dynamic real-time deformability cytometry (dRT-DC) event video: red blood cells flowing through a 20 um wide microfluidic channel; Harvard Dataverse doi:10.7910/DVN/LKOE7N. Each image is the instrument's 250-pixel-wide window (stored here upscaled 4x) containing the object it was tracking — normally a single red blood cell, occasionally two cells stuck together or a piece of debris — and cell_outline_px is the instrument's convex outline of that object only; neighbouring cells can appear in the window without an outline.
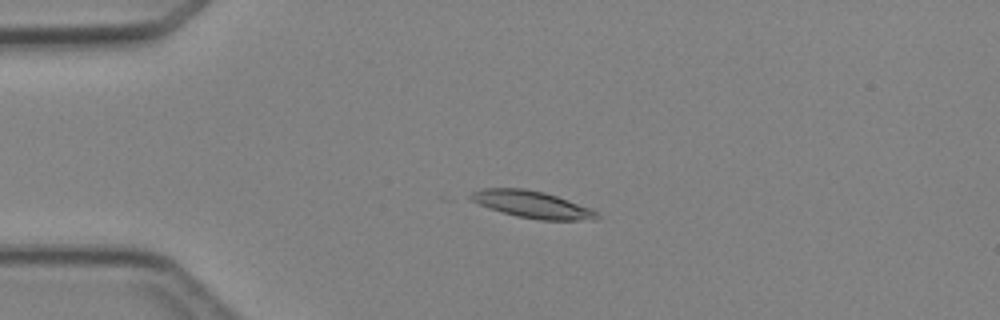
{"species": "Egyptian fruit bat (a non-hibernating species)", "species_latin": "Rousettus aegyptiacus", "temperature_condition": "cold", "stored_images_in_passage": 4, "camera_frame_rate_fps": 3000, "um_per_image_px": 0.085, "animal": {"sex": "female"}, "frame": {"image": 1, "passage_image": 3, "time_ms": 3.333, "image_size_px": [1000, 320], "cell_outline_px": [[600, 216], [596, 220], [540, 220], [516, 216], [488, 208], [472, 200], [468, 196], [472, 192], [480, 188], [524, 188], [544, 192], [592, 208]], "centroid_in_image_um": [45.24, 17.38], "position_along_channel_um": 39.8, "area_um2": 19.88}}